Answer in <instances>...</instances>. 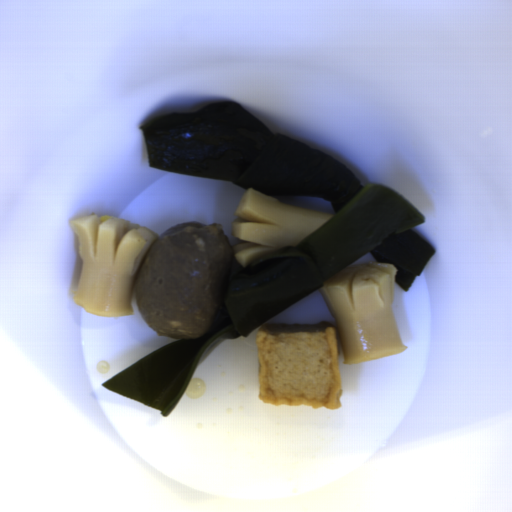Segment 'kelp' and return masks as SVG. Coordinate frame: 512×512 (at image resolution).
<instances>
[{
  "instance_id": "1",
  "label": "kelp",
  "mask_w": 512,
  "mask_h": 512,
  "mask_svg": "<svg viewBox=\"0 0 512 512\" xmlns=\"http://www.w3.org/2000/svg\"><path fill=\"white\" fill-rule=\"evenodd\" d=\"M138 129L152 169L229 181L273 198L319 197L336 214L296 247L246 267L233 262L225 304L207 333L169 343L101 384L163 416L178 404L201 356L221 334L247 336L365 253L392 264L394 281L408 291L436 253L412 230L426 218L405 197L383 185L363 186L344 163L272 133L236 101L167 113Z\"/></svg>"
}]
</instances>
